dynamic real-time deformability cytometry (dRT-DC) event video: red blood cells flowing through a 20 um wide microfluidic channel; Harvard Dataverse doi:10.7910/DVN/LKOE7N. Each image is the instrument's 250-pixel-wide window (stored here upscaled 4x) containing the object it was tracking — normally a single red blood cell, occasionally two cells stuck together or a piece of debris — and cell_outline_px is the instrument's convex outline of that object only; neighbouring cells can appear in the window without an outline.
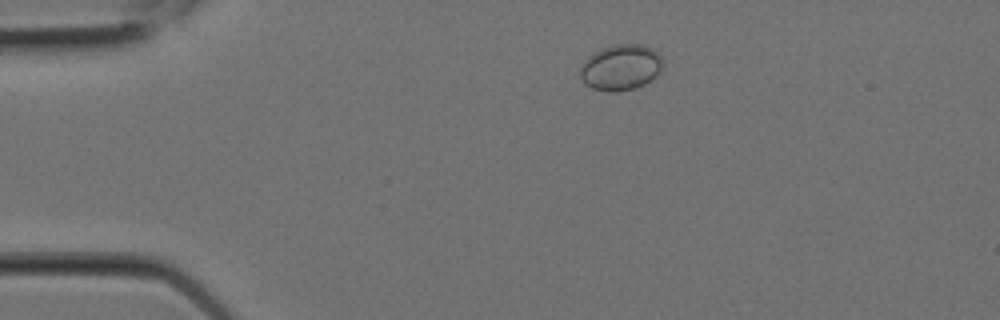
{"species": "Egyptian fruit bat (a non-hibernating species)", "species_latin": "Rousettus aegyptiacus", "temperature_condition": "room temperature", "stored_images_in_passage": 4, "camera_frame_rate_fps": 3000, "um_per_image_px": 0.085, "animal": {"sex": "female"}, "frame": {"image": 1, "passage_image": 2, "time_ms": 0.333, "image_size_px": [1000, 320], "cell_outline_px": [[664, 64], [660, 72], [652, 80], [636, 88], [616, 92], [608, 92], [592, 88], [584, 84], [580, 76], [580, 68], [584, 60], [588, 56], [612, 44], [640, 44], [652, 48], [664, 60]], "centroid_in_image_um": [52.78, 5.74], "position_along_channel_um": 32.2, "area_um2": 22.31}}